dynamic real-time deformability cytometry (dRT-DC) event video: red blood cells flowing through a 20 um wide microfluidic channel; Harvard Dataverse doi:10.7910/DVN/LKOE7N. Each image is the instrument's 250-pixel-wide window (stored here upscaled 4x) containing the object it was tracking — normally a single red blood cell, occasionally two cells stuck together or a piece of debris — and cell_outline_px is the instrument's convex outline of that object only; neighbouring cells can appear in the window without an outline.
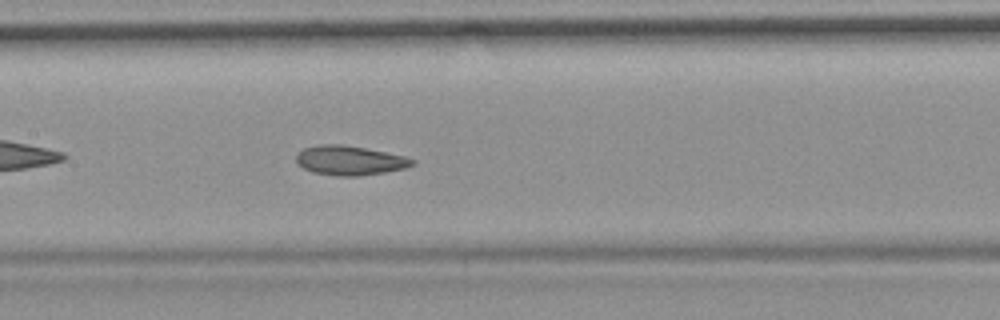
{"species": "common noctule bat (a hibernating species)", "species_latin": "Nyctalus noctula", "temperature_condition": "room temperature", "stored_images_in_passage": 40, "camera_frame_rate_fps": 3000, "um_per_image_px": 0.085, "animal": {"sex": "female", "body_mass_g": 19.9}, "frame": {"image": 1, "passage_image": 12, "time_ms": 3.667, "image_size_px": [1000, 320], "cell_outline_px": [[416, 164], [404, 168], [384, 172], [356, 176], [336, 176], [312, 172], [304, 168], [296, 160], [296, 152], [304, 148], [320, 144], [344, 144], [404, 156], [416, 160]], "centroid_in_image_um": [29.71, 13.63], "position_along_channel_um": 177.7, "area_um2": 19.83}, "authors_computed_cell_mechanics": {"area_um2": 19.8543, "velocity_mm_per_s": 3.6896, "shape_relaxation_time_tau1_ms": null, "shape_relaxation_time_tau2_ms": 2.3689, "deformation_change_tau1": null, "deformation_change_tau2": 0.0832}}